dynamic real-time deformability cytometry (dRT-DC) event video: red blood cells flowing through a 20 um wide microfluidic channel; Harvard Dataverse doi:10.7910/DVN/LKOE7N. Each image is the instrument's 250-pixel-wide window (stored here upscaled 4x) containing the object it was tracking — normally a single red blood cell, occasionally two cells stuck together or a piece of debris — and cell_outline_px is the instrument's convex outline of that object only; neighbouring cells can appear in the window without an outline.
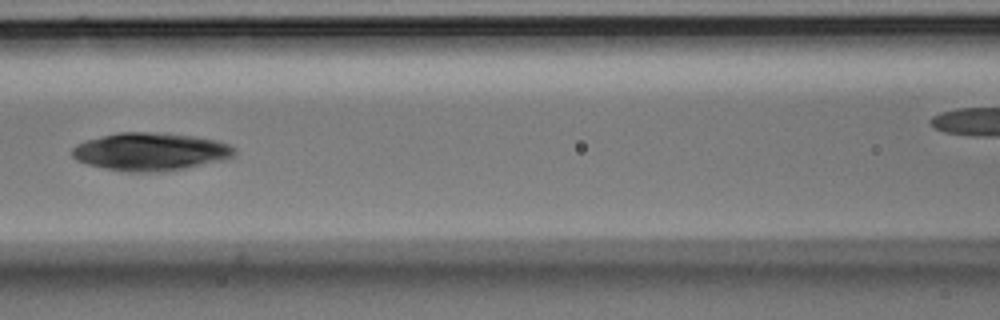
{"species": "Egyptian fruit bat (a non-hibernating species)", "species_latin": "Rousettus aegyptiacus", "temperature_condition": "room temperature", "stored_images_in_passage": 4, "segment_of_instrument_passage": [1, 2], "camera_frame_rate_fps": 3000, "um_per_image_px": 0.085, "animal": {"sex": "male"}, "frame": {"image": 1, "passage_image": 3, "time_ms": 0.667, "image_size_px": [1000, 320], "cell_outline_px": [[236, 152], [232, 156], [224, 160], [184, 168], [160, 172], [128, 172], [104, 168], [88, 164], [76, 160], [72, 156], [72, 148], [76, 144], [88, 140], [120, 132], [152, 132], [196, 136], [216, 140], [228, 144], [236, 148]], "centroid_in_image_um": [12.8, 12.89], "position_along_channel_um": 153.8, "area_um2": 35.72}}